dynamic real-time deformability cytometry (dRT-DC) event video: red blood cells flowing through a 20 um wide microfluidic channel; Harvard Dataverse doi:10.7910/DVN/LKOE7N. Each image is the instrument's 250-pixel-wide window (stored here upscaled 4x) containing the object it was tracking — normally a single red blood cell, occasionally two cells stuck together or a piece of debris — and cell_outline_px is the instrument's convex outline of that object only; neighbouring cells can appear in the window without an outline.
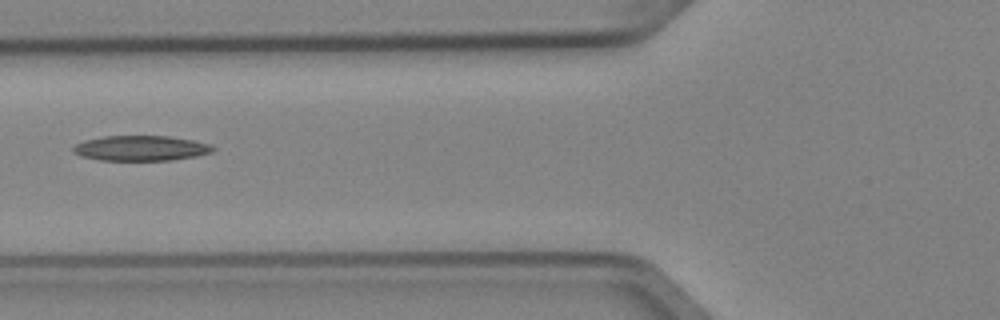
{"species": "Egyptian fruit bat (a non-hibernating species)", "species_latin": "Rousettus aegyptiacus", "temperature_condition": "cold", "stored_images_in_passage": 5, "camera_frame_rate_fps": 3000, "um_per_image_px": 0.085, "animal": {"sex": "female"}, "frame": {"image": 1, "passage_image": 5, "time_ms": 1.333, "image_size_px": [1000, 320], "cell_outline_px": [[216, 148], [212, 152], [196, 156], [172, 160], [100, 160], [84, 156], [72, 152], [72, 148], [76, 144], [84, 140], [104, 136], [168, 136], [192, 140], [208, 144]], "centroid_in_image_um": [11.97, 12.59], "position_along_channel_um": 113.8, "area_um2": 20.35}}